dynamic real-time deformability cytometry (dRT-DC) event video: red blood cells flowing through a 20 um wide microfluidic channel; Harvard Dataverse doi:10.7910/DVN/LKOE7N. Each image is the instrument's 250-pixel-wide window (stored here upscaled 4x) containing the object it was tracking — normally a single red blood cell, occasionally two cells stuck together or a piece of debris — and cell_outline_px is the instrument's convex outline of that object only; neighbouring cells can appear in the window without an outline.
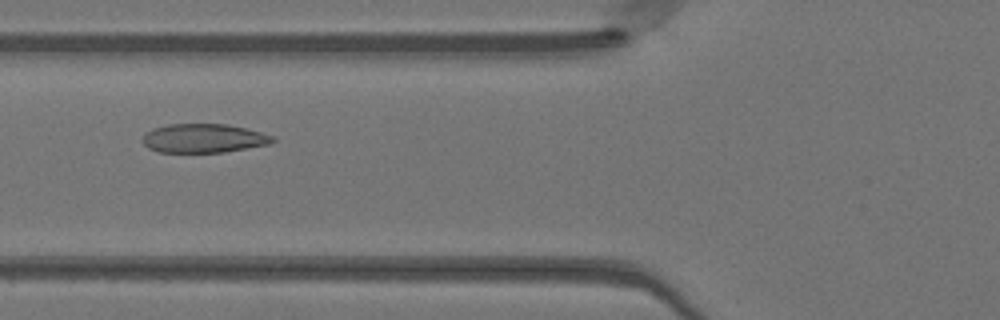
{"species": "Egyptian fruit bat (a non-hibernating species)", "species_latin": "Rousettus aegyptiacus", "temperature_condition": "warm", "stored_images_in_passage": 36, "camera_frame_rate_fps": 3000, "um_per_image_px": 0.085, "animal": {"sex": "female"}, "frame": {"image": 1, "passage_image": 6, "time_ms": 1.667, "image_size_px": [1000, 320], "cell_outline_px": [[276, 140], [268, 144], [224, 152], [156, 152], [148, 148], [140, 140], [144, 132], [152, 128], [168, 124], [228, 124], [276, 136]], "centroid_in_image_um": [17.25, 11.75], "position_along_channel_um": 108.5, "area_um2": 22.08}}
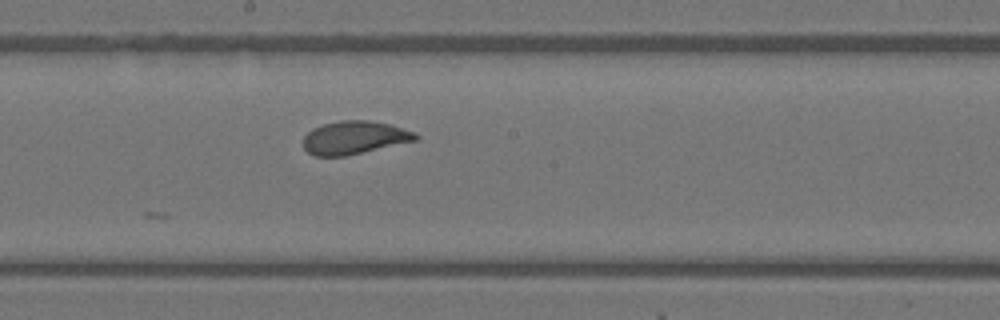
{"frame": {"image": 2, "passage_image": 14, "time_ms": 4.333, "image_size_px": [1000, 320], "cell_outline_px": [[420, 136], [416, 140], [344, 156], [312, 156], [304, 148], [304, 136], [312, 128], [324, 124], [340, 120], [368, 120], [388, 124], [416, 132]], "centroid_in_image_um": [30.1, 11.69], "position_along_channel_um": 218.1, "area_um2": 21.5}}
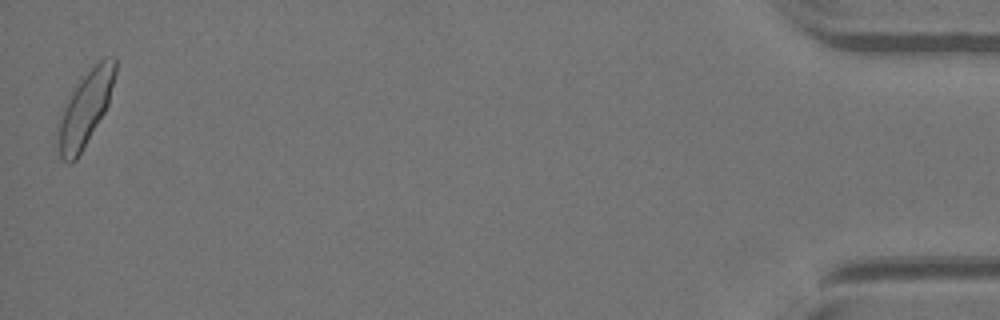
{"frame": {"image": 3, "passage_image": 36, "time_ms": 11.667, "image_size_px": [1000, 320], "cell_outline_px": [[116, 72], [108, 104], [104, 112], [76, 160], [72, 164], [68, 164], [60, 156], [56, 136], [56, 132], [60, 116], [68, 92], [104, 56], [116, 56]], "centroid_in_image_um": [7.22, 9.22], "position_along_channel_um": 428.0, "area_um2": 24.91}, "authors_computed_cell_mechanics": {"area_um2": 22.0796, "velocity_mm_per_s": 4.0698, "shape_relaxation_time_tau1_ms": 3.3251, "shape_relaxation_time_tau2_ms": null, "deformation_change_tau1": 0.1499, "deformation_change_tau2": null}}